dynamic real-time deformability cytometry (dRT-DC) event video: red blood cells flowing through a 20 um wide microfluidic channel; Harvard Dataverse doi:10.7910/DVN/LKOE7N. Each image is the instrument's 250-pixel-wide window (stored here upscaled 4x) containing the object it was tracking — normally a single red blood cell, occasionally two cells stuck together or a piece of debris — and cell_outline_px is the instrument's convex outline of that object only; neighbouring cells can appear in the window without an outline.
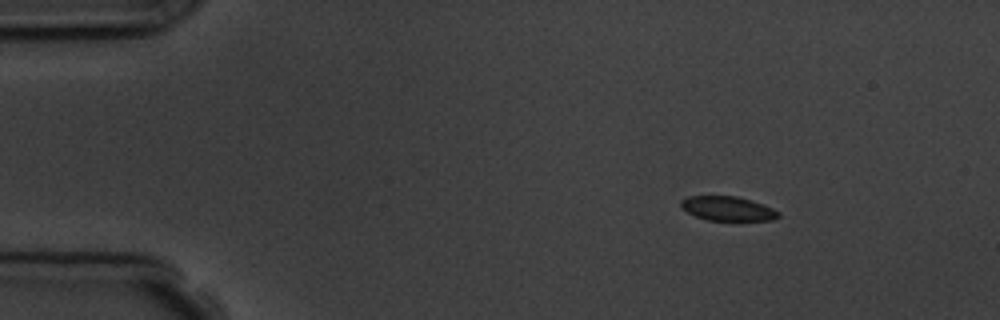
{"species": "common noctule bat (a hibernating species)", "species_latin": "Nyctalus noctula", "temperature_condition": "room temperature", "stored_images_in_passage": 7, "camera_frame_rate_fps": 3000, "um_per_image_px": 0.085, "animal": {"sex": "male", "body_mass_g": 19.5, "forearm_length_mm": 54.6}, "frame": {"image": 1, "passage_image": 2, "time_ms": 1.333, "image_size_px": [1000, 320], "cell_outline_px": [[780, 216], [772, 220], [708, 220], [696, 216], [680, 208], [680, 200], [688, 196], [736, 196], [752, 200], [772, 208], [780, 212]], "centroid_in_image_um": [61.84, 17.72], "position_along_channel_um": 23.2, "area_um2": 13.81}}
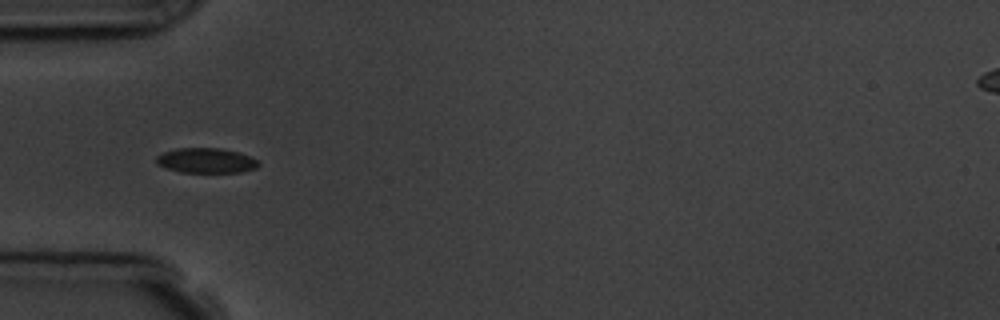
{"frame": {"image": 2, "passage_image": 5, "time_ms": 4.667, "image_size_px": [1000, 320], "cell_outline_px": [[260, 164], [256, 168], [240, 172], [180, 172], [164, 168], [156, 164], [156, 156], [164, 152], [176, 148], [220, 148], [240, 152], [256, 160]], "centroid_in_image_um": [17.48, 13.64], "position_along_channel_um": 67.5, "area_um2": 14.91}}